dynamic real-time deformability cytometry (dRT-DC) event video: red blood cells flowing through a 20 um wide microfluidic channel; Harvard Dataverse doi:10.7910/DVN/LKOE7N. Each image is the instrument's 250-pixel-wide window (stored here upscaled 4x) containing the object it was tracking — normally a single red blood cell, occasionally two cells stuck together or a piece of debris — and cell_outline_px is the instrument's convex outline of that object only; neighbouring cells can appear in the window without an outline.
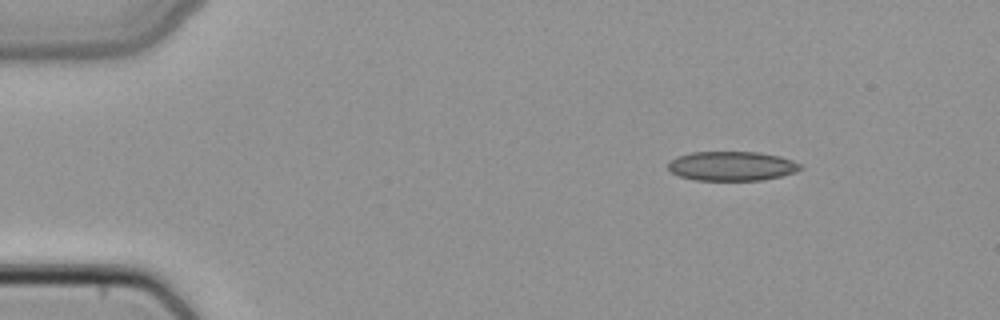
{"species": "common noctule bat (a hibernating species)", "species_latin": "Nyctalus noctula", "temperature_condition": "cold", "stored_images_in_passage": 3, "camera_frame_rate_fps": 3000, "um_per_image_px": 0.085, "animal": {"sex": "female", "body_mass_g": 22.7, "forearm_length_mm": 54.2}, "frame": {"image": 1, "passage_image": 1, "time_ms": 0.0, "image_size_px": [1000, 320], "cell_outline_px": [[804, 168], [796, 172], [764, 180], [696, 180], [680, 176], [672, 172], [668, 168], [668, 164], [676, 156], [692, 152], [756, 152], [780, 156], [792, 160], [800, 164]], "centroid_in_image_um": [62.23, 14.11], "position_along_channel_um": 22.8, "area_um2": 22.6}}
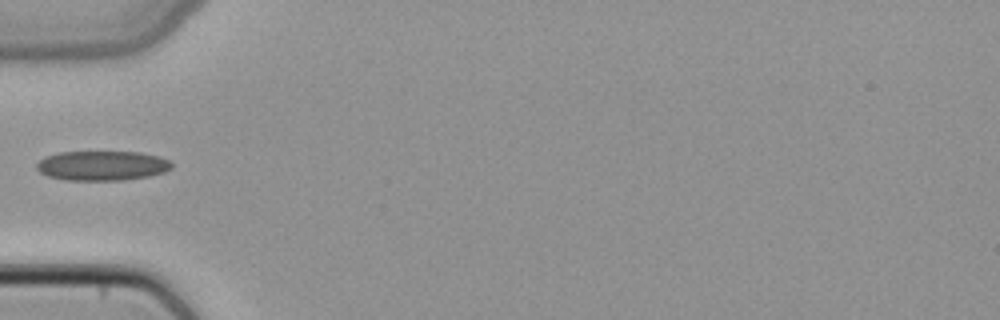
{"frame": {"image": 2, "passage_image": 3, "time_ms": 0.667, "image_size_px": [1000, 320], "cell_outline_px": [[172, 168], [164, 172], [148, 176], [120, 180], [68, 180], [48, 176], [40, 172], [36, 168], [36, 164], [44, 156], [60, 152], [140, 152], [160, 156], [168, 160], [172, 164]], "centroid_in_image_um": [8.67, 14.07], "position_along_channel_um": 76.3, "area_um2": 23.29}}